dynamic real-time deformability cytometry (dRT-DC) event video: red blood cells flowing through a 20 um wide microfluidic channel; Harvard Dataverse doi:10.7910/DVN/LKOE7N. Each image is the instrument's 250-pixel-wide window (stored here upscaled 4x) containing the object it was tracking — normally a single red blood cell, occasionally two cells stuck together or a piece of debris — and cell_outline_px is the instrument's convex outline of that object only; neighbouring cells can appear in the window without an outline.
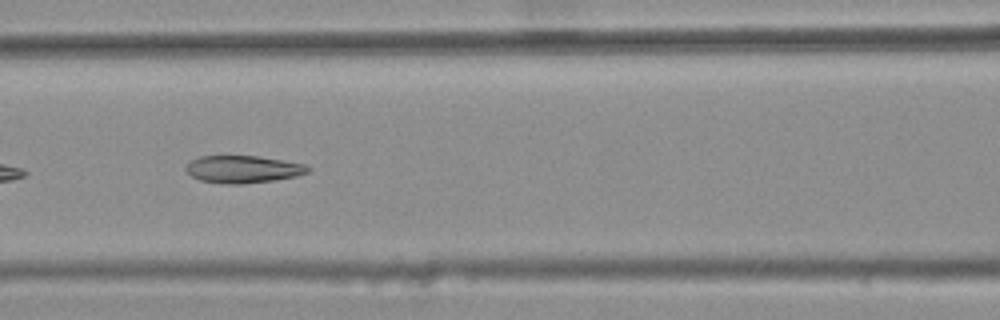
{"species": "common noctule bat (a hibernating species)", "species_latin": "Nyctalus noctula", "temperature_condition": "warm", "stored_images_in_passage": 7, "camera_frame_rate_fps": 3000, "um_per_image_px": 0.085, "animal": {"sex": "female", "body_mass_g": 25.1}, "frame": {"image": 1, "passage_image": 5, "time_ms": 1.333, "image_size_px": [1000, 320], "cell_outline_px": [[312, 168], [308, 172], [296, 176], [276, 180], [244, 184], [228, 184], [200, 180], [192, 176], [184, 168], [192, 160], [200, 156], [260, 156], [304, 164]], "centroid_in_image_um": [20.68, 14.39], "position_along_channel_um": 145.9, "area_um2": 19.42}}
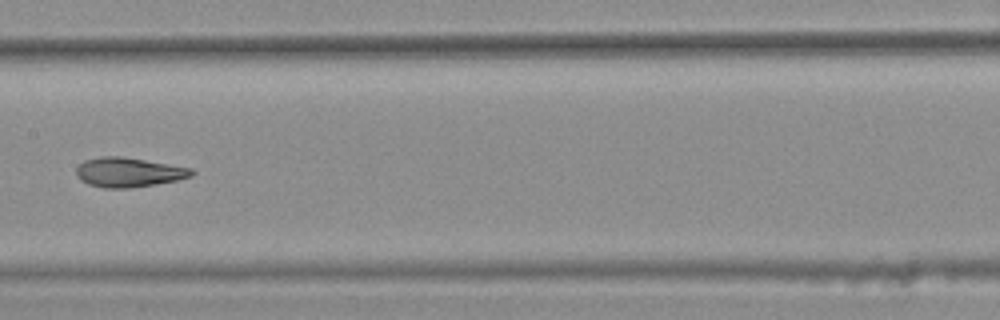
{"frame": {"image": 2, "passage_image": 6, "time_ms": 1.667, "image_size_px": [1000, 320], "cell_outline_px": [[196, 172], [192, 176], [176, 180], [156, 184], [128, 188], [104, 188], [88, 184], [80, 180], [76, 176], [76, 168], [84, 160], [100, 156], [120, 156], [192, 168]], "centroid_in_image_um": [10.91, 14.64], "position_along_channel_um": 196.5, "area_um2": 19.83}}
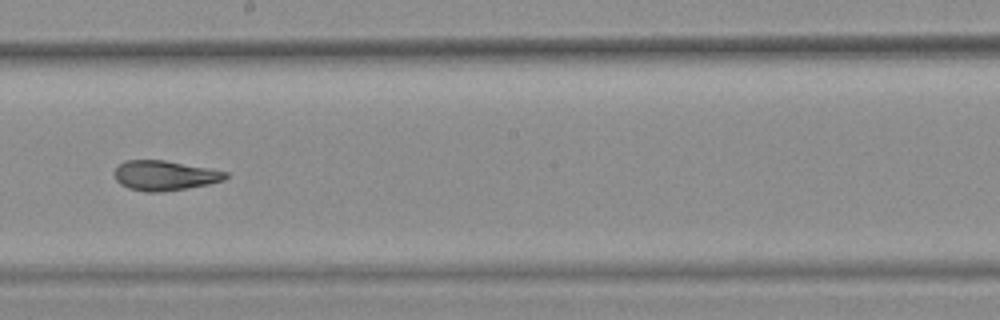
{"frame": {"image": 3, "passage_image": 7, "time_ms": 2.0, "image_size_px": [1000, 320], "cell_outline_px": [[228, 176], [224, 180], [208, 184], [160, 192], [144, 192], [128, 188], [120, 184], [116, 180], [112, 172], [124, 160], [164, 160], [208, 168], [228, 172]], "centroid_in_image_um": [13.95, 14.91], "position_along_channel_um": 234.2, "area_um2": 19.31}}